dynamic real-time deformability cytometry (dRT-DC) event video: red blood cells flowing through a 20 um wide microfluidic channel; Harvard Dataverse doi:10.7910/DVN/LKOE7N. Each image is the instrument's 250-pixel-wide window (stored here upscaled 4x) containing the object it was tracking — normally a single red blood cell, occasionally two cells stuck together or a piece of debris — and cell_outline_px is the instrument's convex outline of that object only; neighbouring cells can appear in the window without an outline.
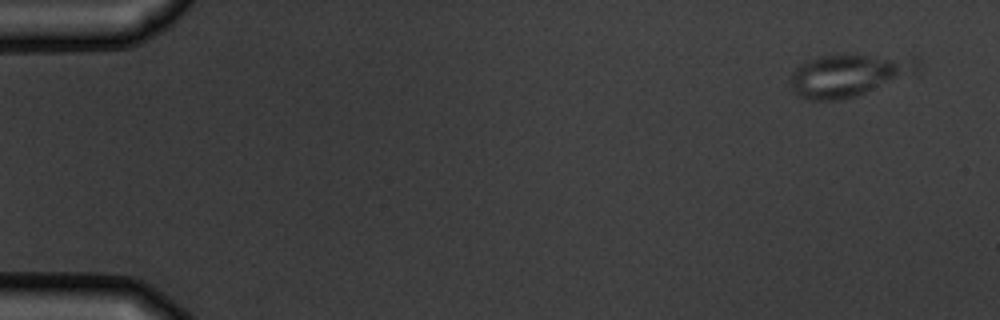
{"species": "common noctule bat (a hibernating species)", "species_latin": "Nyctalus noctula", "temperature_condition": "warm", "stored_images_in_passage": 6, "camera_frame_rate_fps": 3000, "um_per_image_px": 0.085, "animal": {"sex": "male", "body_mass_g": 19.5, "forearm_length_mm": 54.6}, "frame": {"image": 1, "passage_image": 1, "time_ms": 0.0, "image_size_px": [1000, 320], "cell_outline_px": [[920, 72], [856, 96], [840, 100], [804, 100], [792, 92], [788, 80], [788, 76], [800, 64], [808, 60], [820, 56], [912, 56], [920, 60]], "centroid_in_image_um": [72.13, 6.42], "position_along_channel_um": 12.9, "area_um2": 31.73}}